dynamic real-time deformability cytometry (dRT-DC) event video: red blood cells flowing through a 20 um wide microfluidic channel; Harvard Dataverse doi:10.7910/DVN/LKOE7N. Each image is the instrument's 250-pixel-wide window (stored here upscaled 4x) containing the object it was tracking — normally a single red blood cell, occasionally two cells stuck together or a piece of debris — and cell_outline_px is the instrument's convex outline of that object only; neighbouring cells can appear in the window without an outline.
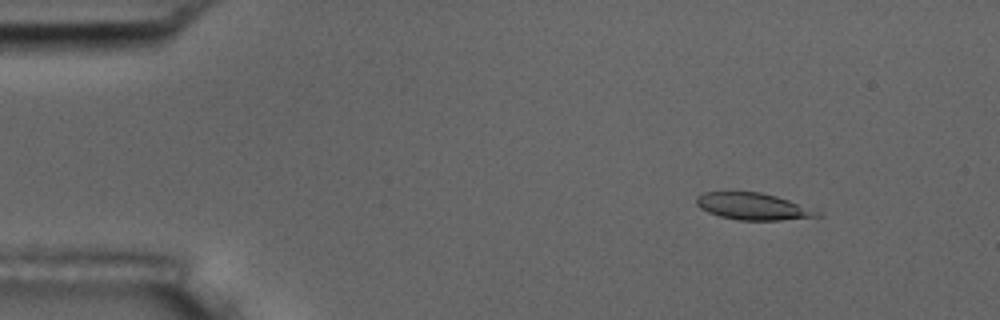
{"species": "common noctule bat (a hibernating species)", "species_latin": "Nyctalus noctula", "temperature_condition": "room temperature", "stored_images_in_passage": 6, "camera_frame_rate_fps": 3000, "um_per_image_px": 0.085, "animal": {"sex": "male", "body_mass_g": 17.5, "forearm_length_mm": 52.3}, "frame": {"image": 1, "passage_image": 2, "time_ms": 2.0, "image_size_px": [1000, 320], "cell_outline_px": [[824, 216], [780, 220], [736, 220], [720, 216], [708, 212], [700, 208], [696, 204], [696, 196], [704, 192], [760, 192], [776, 196], [788, 200], [820, 212]], "centroid_in_image_um": [63.98, 17.55], "position_along_channel_um": 21.0, "area_um2": 18.79}}
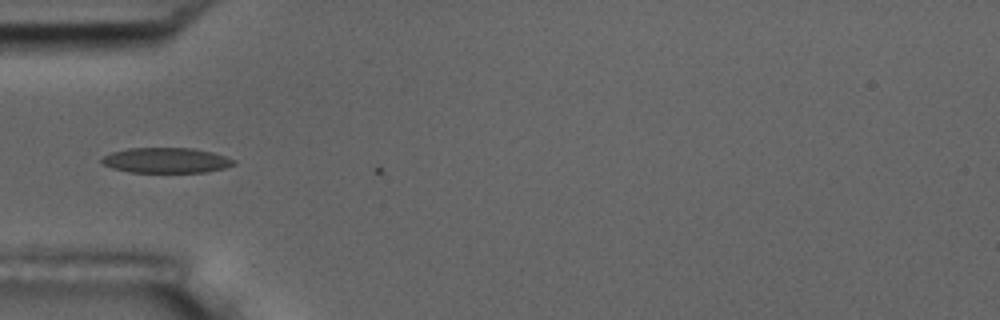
{"frame": {"image": 2, "passage_image": 5, "time_ms": 5.667, "image_size_px": [1000, 320], "cell_outline_px": [[236, 164], [224, 168], [208, 172], [132, 172], [112, 168], [100, 164], [100, 160], [104, 156], [112, 152], [128, 148], [192, 148], [212, 152], [236, 160]], "centroid_in_image_um": [14.12, 13.63], "position_along_channel_um": 70.9, "area_um2": 19.48}}